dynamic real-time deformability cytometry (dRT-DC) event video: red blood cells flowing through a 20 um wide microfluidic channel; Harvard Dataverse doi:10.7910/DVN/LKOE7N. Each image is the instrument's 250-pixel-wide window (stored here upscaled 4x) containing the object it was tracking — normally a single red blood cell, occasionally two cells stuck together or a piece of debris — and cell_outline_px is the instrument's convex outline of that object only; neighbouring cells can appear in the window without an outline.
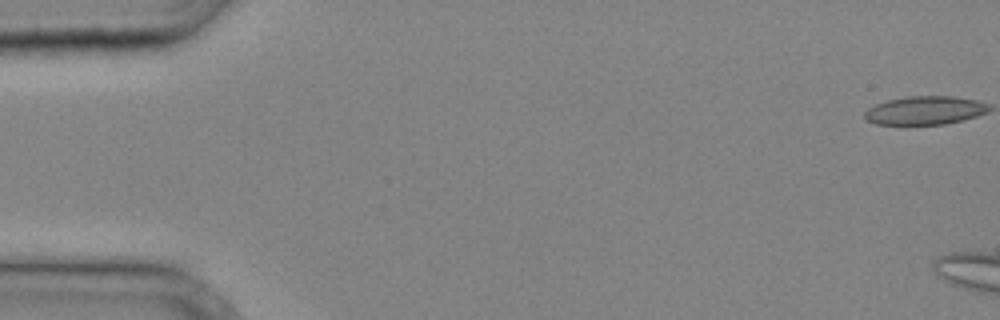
{"species": "common noctule bat (a hibernating species)", "species_latin": "Nyctalus noctula", "temperature_condition": "cold", "stored_images_in_passage": 14, "camera_frame_rate_fps": 3000, "um_per_image_px": 0.085, "animal": {"sex": "male", "body_mass_g": 20.4}, "frame": {"image": 1, "passage_image": 1, "time_ms": 0.0, "image_size_px": [1000, 320], "cell_outline_px": [[980, 112], [956, 120], [932, 124], [884, 124], [876, 120], [884, 104], [896, 100], [964, 100]], "centroid_in_image_um": [78.58, 9.49], "position_along_channel_um": 6.4, "area_um2": 14.62}}